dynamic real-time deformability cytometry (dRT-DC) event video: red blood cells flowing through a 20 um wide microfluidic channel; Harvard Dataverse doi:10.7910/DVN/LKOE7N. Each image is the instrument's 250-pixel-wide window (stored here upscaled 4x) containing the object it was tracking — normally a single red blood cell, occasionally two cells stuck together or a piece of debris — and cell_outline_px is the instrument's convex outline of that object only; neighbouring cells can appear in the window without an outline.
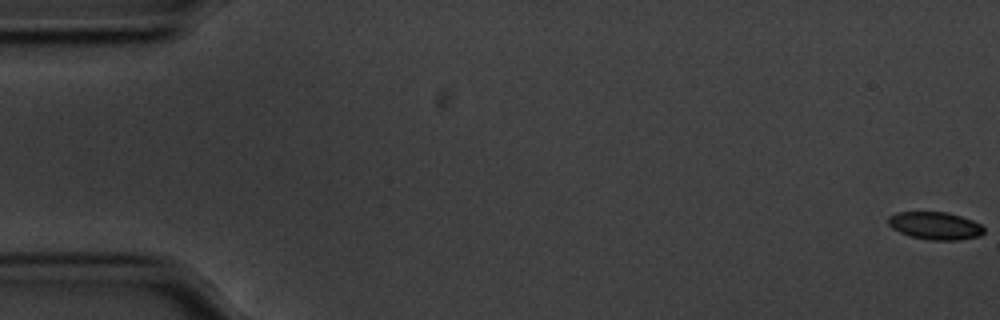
{"species": "common noctule bat (a hibernating species)", "species_latin": "Nyctalus noctula", "temperature_condition": "cold", "stored_images_in_passage": 8, "camera_frame_rate_fps": 3000, "um_per_image_px": 0.085, "animal": {"sex": "male", "body_mass_g": 20.1, "forearm_length_mm": 53.5}, "frame": {"image": 1, "passage_image": 1, "time_ms": 0.0, "image_size_px": [1000, 320], "cell_outline_px": [[984, 232], [980, 236], [956, 240], [928, 240], [912, 236], [900, 232], [892, 228], [888, 224], [888, 216], [896, 212], [948, 212], [972, 220], [980, 224], [984, 228]], "centroid_in_image_um": [79.48, 19.18], "position_along_channel_um": 5.5, "area_um2": 15.37}}